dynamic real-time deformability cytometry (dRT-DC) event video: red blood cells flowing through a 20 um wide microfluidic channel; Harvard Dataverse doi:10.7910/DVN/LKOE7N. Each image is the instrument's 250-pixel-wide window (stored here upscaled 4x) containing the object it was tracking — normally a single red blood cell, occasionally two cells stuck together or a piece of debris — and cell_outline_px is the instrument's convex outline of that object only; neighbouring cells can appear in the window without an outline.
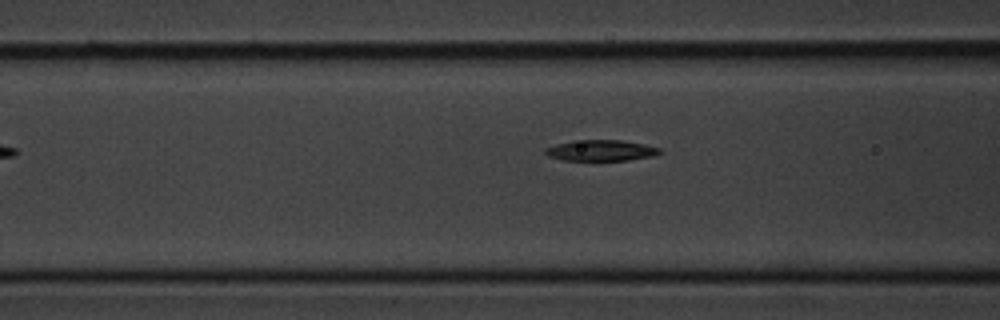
{"species": "common noctule bat (a hibernating species)", "species_latin": "Nyctalus noctula", "temperature_condition": "cold", "stored_images_in_passage": 10, "camera_frame_rate_fps": 3000, "um_per_image_px": 0.085, "animal": {"sex": "male", "body_mass_g": 20.1, "forearm_length_mm": 53.5}, "frame": {"image": 1, "passage_image": 7, "time_ms": 2.0, "image_size_px": [1000, 320], "cell_outline_px": [[664, 152], [652, 156], [628, 160], [560, 160], [548, 156], [544, 152], [544, 148], [556, 144], [572, 140], [624, 140], [644, 144], [660, 148]], "centroid_in_image_um": [51.07, 12.78], "position_along_channel_um": 115.5, "area_um2": 14.1}}